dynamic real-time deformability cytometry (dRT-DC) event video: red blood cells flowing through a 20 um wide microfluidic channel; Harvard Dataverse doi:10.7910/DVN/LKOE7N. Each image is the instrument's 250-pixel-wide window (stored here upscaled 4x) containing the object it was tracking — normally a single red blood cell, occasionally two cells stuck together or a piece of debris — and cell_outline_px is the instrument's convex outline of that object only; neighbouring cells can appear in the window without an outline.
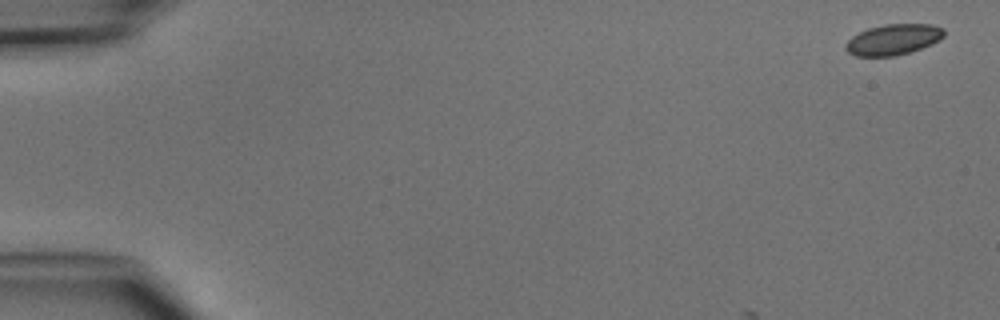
{"species": "common noctule bat (a hibernating species)", "species_latin": "Nyctalus noctula", "temperature_condition": "cold", "stored_images_in_passage": 4, "camera_frame_rate_fps": 3000, "um_per_image_px": 0.085, "animal": {"sex": "male", "body_mass_g": 15.6}, "frame": {"image": 1, "passage_image": 1, "time_ms": 0.0, "image_size_px": [1000, 320], "cell_outline_px": [[944, 36], [940, 40], [932, 44], [896, 56], [856, 56], [848, 52], [844, 48], [844, 44], [852, 36], [868, 28], [884, 24], [932, 24], [944, 28]], "centroid_in_image_um": [75.92, 3.35], "position_along_channel_um": 9.1, "area_um2": 17.69}}